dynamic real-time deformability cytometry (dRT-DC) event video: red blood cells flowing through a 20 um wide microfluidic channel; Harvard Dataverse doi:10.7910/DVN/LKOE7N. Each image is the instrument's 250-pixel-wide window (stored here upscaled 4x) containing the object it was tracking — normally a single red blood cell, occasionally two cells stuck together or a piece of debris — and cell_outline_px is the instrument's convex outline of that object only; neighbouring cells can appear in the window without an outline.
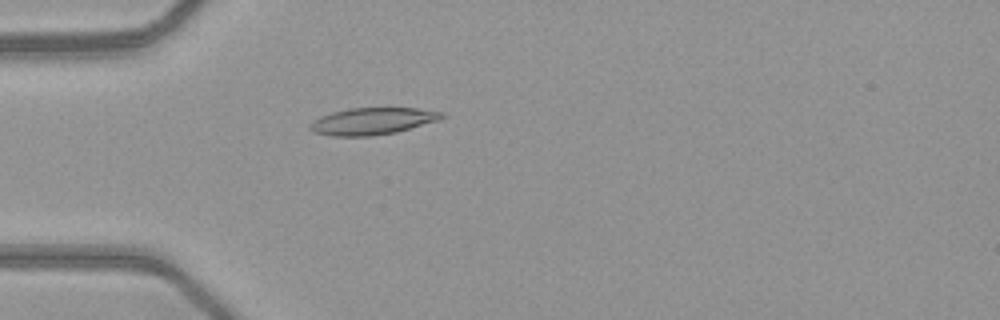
{"species": "common noctule bat (a hibernating species)", "species_latin": "Nyctalus noctula", "temperature_condition": "warm", "stored_images_in_passage": 50, "camera_frame_rate_fps": 3000, "um_per_image_px": 0.085, "animal": {"sex": "female", "body_mass_g": 21.9}, "frame": {"image": 1, "passage_image": 15, "time_ms": 4.667, "image_size_px": [1000, 320], "cell_outline_px": [[448, 116], [440, 120], [396, 132], [372, 136], [332, 136], [316, 132], [308, 128], [308, 124], [312, 120], [320, 116], [332, 112], [348, 108], [416, 108], [444, 112]], "centroid_in_image_um": [31.67, 10.29], "position_along_channel_um": 53.3, "area_um2": 20.87}}
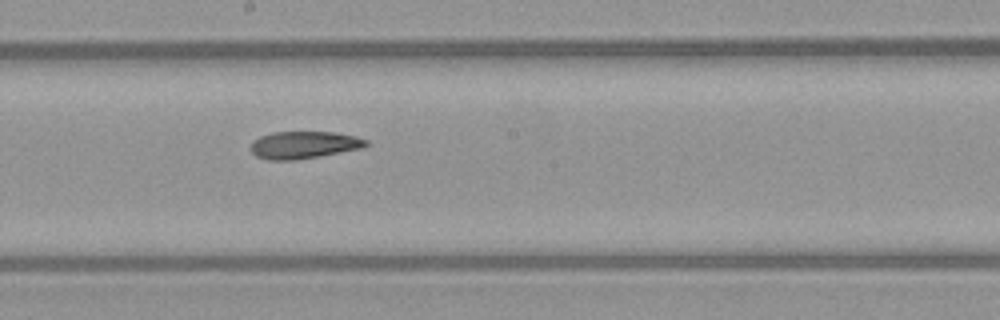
{"frame": {"image": 2, "passage_image": 28, "time_ms": 9.0, "image_size_px": [1000, 320], "cell_outline_px": [[368, 144], [364, 148], [320, 156], [296, 160], [268, 160], [256, 156], [248, 148], [260, 136], [272, 132], [336, 132], [356, 136], [368, 140]], "centroid_in_image_um": [25.85, 12.32], "position_along_channel_um": 222.3, "area_um2": 18.5}}
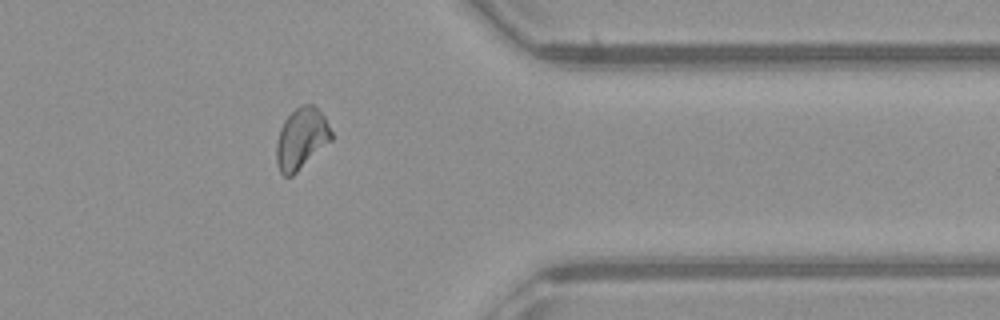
{"frame": {"image": 3, "passage_image": 41, "time_ms": 13.333, "image_size_px": [1000, 320], "cell_outline_px": [[332, 140], [292, 176], [284, 176], [280, 172], [276, 160], [276, 144], [280, 128], [284, 120], [296, 108], [304, 104], [312, 104], [324, 116], [332, 132]], "centroid_in_image_um": [25.61, 11.79], "position_along_channel_um": 385.8, "area_um2": 19.42}, "authors_computed_cell_mechanics": {"area_um2": 19.6231, "velocity_mm_per_s": 4.0934, "shape_relaxation_time_tau1_ms": 6.6093, "shape_relaxation_time_tau2_ms": 5.4787, "deformation_change_tau1": 0.1768, "deformation_change_tau2": 0.1267}}